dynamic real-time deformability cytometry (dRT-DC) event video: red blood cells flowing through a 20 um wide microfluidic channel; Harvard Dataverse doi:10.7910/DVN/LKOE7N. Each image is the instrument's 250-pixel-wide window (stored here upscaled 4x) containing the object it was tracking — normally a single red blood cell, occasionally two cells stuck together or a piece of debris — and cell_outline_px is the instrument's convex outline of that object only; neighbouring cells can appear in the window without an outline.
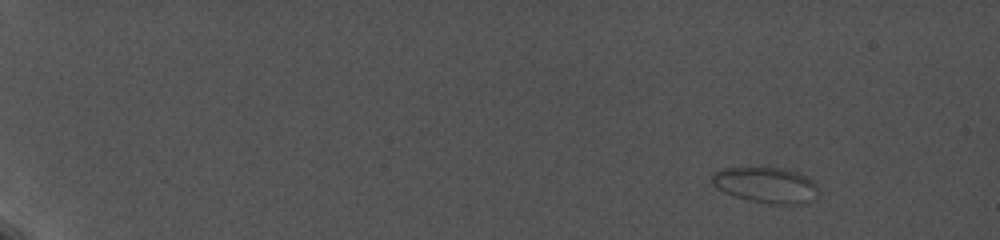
{"species": "common noctule bat (a hibernating species)", "species_latin": "Nyctalus noctula", "temperature_condition": "cold", "stored_images_in_passage": 61, "camera_frame_rate_fps": 5000, "um_per_image_px": 0.085, "animal": {"sex": "female", "body_mass_g": 19.0, "forearm_length_mm": 56.7}, "frame": {"image": 1, "passage_image": 1, "time_ms": 0.0, "image_size_px": [1000, 240], "cell_outline_px": [[820, 196], [804, 204], [776, 204], [748, 200], [724, 192], [716, 188], [712, 184], [712, 172], [724, 168], [780, 168], [796, 172], [812, 180], [816, 184], [820, 192]], "centroid_in_image_um": [65.14, 15.74], "position_along_channel_um": 19.9, "area_um2": 22.2}}
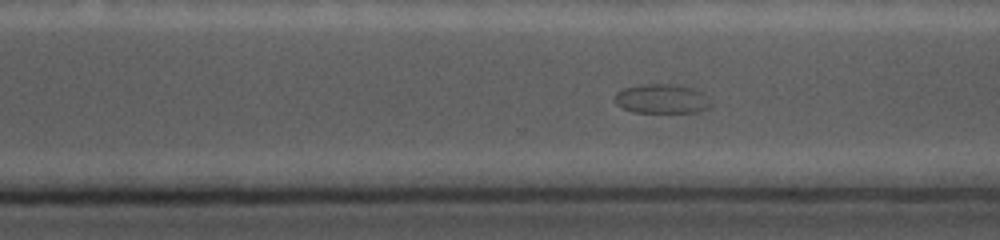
{"frame": {"image": 2, "passage_image": 48, "time_ms": 14.6, "image_size_px": [1000, 240], "cell_outline_px": [[712, 104], [708, 108], [696, 112], [636, 112], [624, 108], [616, 104], [616, 92], [624, 88], [640, 84], [684, 84], [704, 92]], "centroid_in_image_um": [56.31, 8.37], "position_along_channel_um": 314.3, "area_um2": 16.59}}
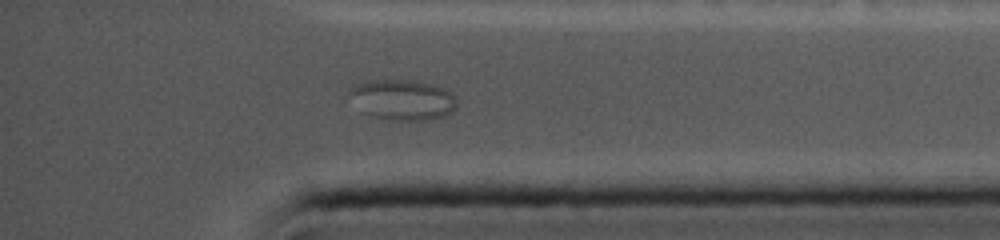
{"frame": {"image": 3, "passage_image": 56, "time_ms": 17.2, "image_size_px": [1000, 240], "cell_outline_px": [[456, 108], [452, 112], [444, 116], [428, 120], [392, 120], [372, 116], [364, 112], [344, 96], [348, 88], [356, 84], [368, 80], [416, 80], [432, 84], [444, 88], [452, 92], [456, 100]], "centroid_in_image_um": [34.16, 8.46], "position_along_channel_um": 401.0, "area_um2": 25.89}}